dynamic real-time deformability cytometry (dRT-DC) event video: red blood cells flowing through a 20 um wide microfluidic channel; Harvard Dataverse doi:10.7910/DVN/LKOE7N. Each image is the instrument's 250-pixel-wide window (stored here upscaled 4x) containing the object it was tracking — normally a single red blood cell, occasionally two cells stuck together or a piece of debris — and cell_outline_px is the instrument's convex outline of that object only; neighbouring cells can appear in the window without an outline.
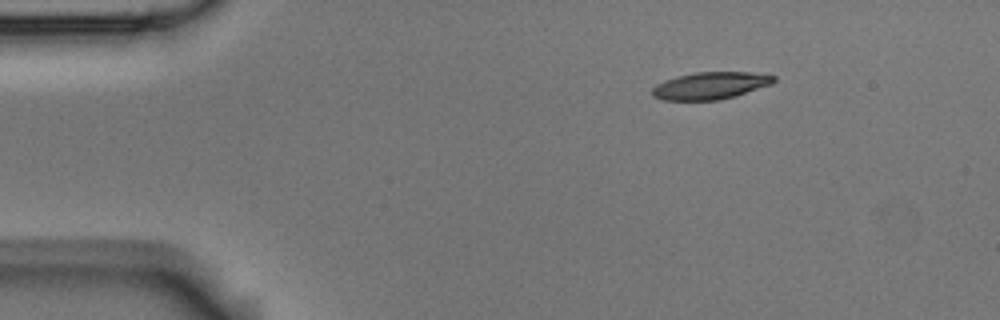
{"species": "Egyptian fruit bat (a non-hibernating species)", "species_latin": "Rousettus aegyptiacus", "temperature_condition": "room temperature", "stored_images_in_passage": 7, "camera_frame_rate_fps": 3000, "um_per_image_px": 0.085, "animal": {"sex": "male"}, "frame": {"image": 1, "passage_image": 1, "time_ms": 0.0, "image_size_px": [1000, 320], "cell_outline_px": [[776, 80], [772, 84], [736, 96], [720, 100], [664, 100], [652, 96], [652, 88], [656, 84], [664, 80], [676, 76], [696, 72], [752, 72], [776, 76]], "centroid_in_image_um": [60.39, 7.28], "position_along_channel_um": 24.6, "area_um2": 19.42}}
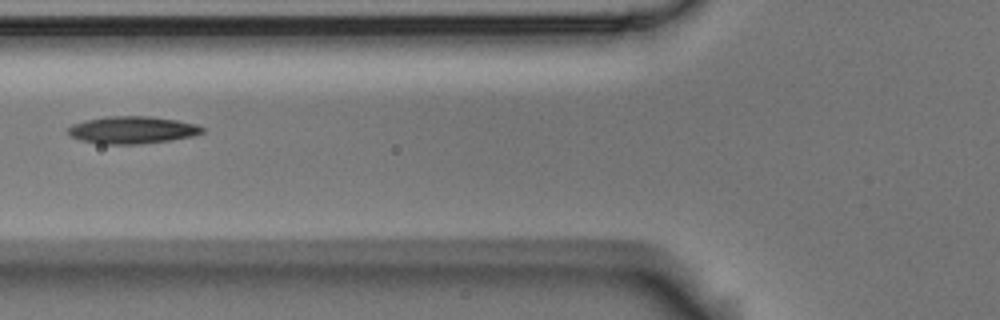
{"frame": {"image": 2, "passage_image": 4, "time_ms": 1.0, "image_size_px": [1000, 320], "cell_outline_px": [[204, 132], [192, 136], [172, 140], [140, 144], [100, 144], [80, 140], [72, 136], [68, 132], [68, 128], [72, 124], [84, 120], [108, 116], [148, 116], [176, 120], [196, 124], [204, 128]], "centroid_in_image_um": [11.24, 11.05], "position_along_channel_um": 114.6, "area_um2": 21.39}}
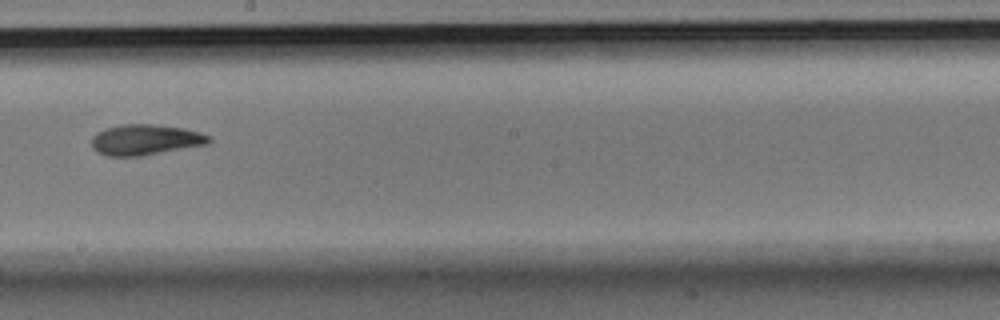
{"frame": {"image": 3, "passage_image": 7, "time_ms": 2.0, "image_size_px": [1000, 320], "cell_outline_px": [[212, 140], [208, 144], [140, 156], [108, 156], [96, 152], [92, 148], [92, 136], [96, 132], [104, 128], [120, 124], [156, 124], [184, 128], [200, 132], [212, 136]], "centroid_in_image_um": [12.35, 11.87], "position_along_channel_um": 235.9, "area_um2": 21.21}}